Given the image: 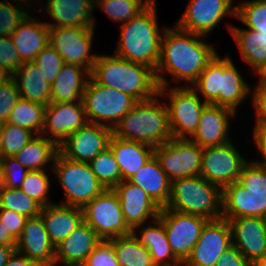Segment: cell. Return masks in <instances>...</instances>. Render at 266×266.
Here are the masks:
<instances>
[{
    "mask_svg": "<svg viewBox=\"0 0 266 266\" xmlns=\"http://www.w3.org/2000/svg\"><path fill=\"white\" fill-rule=\"evenodd\" d=\"M181 86H168L170 89L159 87L158 95L169 96V102L168 104L165 102V105L172 138L189 139L196 132L203 109L208 104L200 102L196 89L191 86Z\"/></svg>",
    "mask_w": 266,
    "mask_h": 266,
    "instance_id": "cell-10",
    "label": "cell"
},
{
    "mask_svg": "<svg viewBox=\"0 0 266 266\" xmlns=\"http://www.w3.org/2000/svg\"><path fill=\"white\" fill-rule=\"evenodd\" d=\"M89 165L94 175L106 189H113L122 182L118 162L109 147L101 151L89 162Z\"/></svg>",
    "mask_w": 266,
    "mask_h": 266,
    "instance_id": "cell-38",
    "label": "cell"
},
{
    "mask_svg": "<svg viewBox=\"0 0 266 266\" xmlns=\"http://www.w3.org/2000/svg\"><path fill=\"white\" fill-rule=\"evenodd\" d=\"M120 266H155L149 250L131 233L109 240Z\"/></svg>",
    "mask_w": 266,
    "mask_h": 266,
    "instance_id": "cell-35",
    "label": "cell"
},
{
    "mask_svg": "<svg viewBox=\"0 0 266 266\" xmlns=\"http://www.w3.org/2000/svg\"><path fill=\"white\" fill-rule=\"evenodd\" d=\"M40 215L54 246L65 240L84 221L82 208L62 204L42 207Z\"/></svg>",
    "mask_w": 266,
    "mask_h": 266,
    "instance_id": "cell-27",
    "label": "cell"
},
{
    "mask_svg": "<svg viewBox=\"0 0 266 266\" xmlns=\"http://www.w3.org/2000/svg\"><path fill=\"white\" fill-rule=\"evenodd\" d=\"M252 95L256 109L255 126H266V86H256Z\"/></svg>",
    "mask_w": 266,
    "mask_h": 266,
    "instance_id": "cell-50",
    "label": "cell"
},
{
    "mask_svg": "<svg viewBox=\"0 0 266 266\" xmlns=\"http://www.w3.org/2000/svg\"><path fill=\"white\" fill-rule=\"evenodd\" d=\"M155 225H150L140 230V236L133 233L137 240L146 247L152 257L153 263L158 266H181L182 263L171 251L163 223L157 218ZM171 259V260H170Z\"/></svg>",
    "mask_w": 266,
    "mask_h": 266,
    "instance_id": "cell-32",
    "label": "cell"
},
{
    "mask_svg": "<svg viewBox=\"0 0 266 266\" xmlns=\"http://www.w3.org/2000/svg\"><path fill=\"white\" fill-rule=\"evenodd\" d=\"M158 219L163 223L172 253L183 264L190 256L203 227L209 220L199 215L165 207L161 208Z\"/></svg>",
    "mask_w": 266,
    "mask_h": 266,
    "instance_id": "cell-13",
    "label": "cell"
},
{
    "mask_svg": "<svg viewBox=\"0 0 266 266\" xmlns=\"http://www.w3.org/2000/svg\"><path fill=\"white\" fill-rule=\"evenodd\" d=\"M4 188H5V177L3 172V165L0 159V194Z\"/></svg>",
    "mask_w": 266,
    "mask_h": 266,
    "instance_id": "cell-57",
    "label": "cell"
},
{
    "mask_svg": "<svg viewBox=\"0 0 266 266\" xmlns=\"http://www.w3.org/2000/svg\"><path fill=\"white\" fill-rule=\"evenodd\" d=\"M16 246H6L0 244V266H4L8 260V258L15 251Z\"/></svg>",
    "mask_w": 266,
    "mask_h": 266,
    "instance_id": "cell-55",
    "label": "cell"
},
{
    "mask_svg": "<svg viewBox=\"0 0 266 266\" xmlns=\"http://www.w3.org/2000/svg\"><path fill=\"white\" fill-rule=\"evenodd\" d=\"M228 220L232 245L253 264L266 253V218L241 217Z\"/></svg>",
    "mask_w": 266,
    "mask_h": 266,
    "instance_id": "cell-21",
    "label": "cell"
},
{
    "mask_svg": "<svg viewBox=\"0 0 266 266\" xmlns=\"http://www.w3.org/2000/svg\"><path fill=\"white\" fill-rule=\"evenodd\" d=\"M45 109L43 104L19 98L7 122L40 135L44 127Z\"/></svg>",
    "mask_w": 266,
    "mask_h": 266,
    "instance_id": "cell-36",
    "label": "cell"
},
{
    "mask_svg": "<svg viewBox=\"0 0 266 266\" xmlns=\"http://www.w3.org/2000/svg\"><path fill=\"white\" fill-rule=\"evenodd\" d=\"M256 74L260 76V80L256 86H266V64Z\"/></svg>",
    "mask_w": 266,
    "mask_h": 266,
    "instance_id": "cell-56",
    "label": "cell"
},
{
    "mask_svg": "<svg viewBox=\"0 0 266 266\" xmlns=\"http://www.w3.org/2000/svg\"><path fill=\"white\" fill-rule=\"evenodd\" d=\"M50 167L65 192L62 205L82 208L106 190L87 162L69 160L58 152Z\"/></svg>",
    "mask_w": 266,
    "mask_h": 266,
    "instance_id": "cell-8",
    "label": "cell"
},
{
    "mask_svg": "<svg viewBox=\"0 0 266 266\" xmlns=\"http://www.w3.org/2000/svg\"><path fill=\"white\" fill-rule=\"evenodd\" d=\"M64 266H87L85 262H80V263H70L66 264Z\"/></svg>",
    "mask_w": 266,
    "mask_h": 266,
    "instance_id": "cell-59",
    "label": "cell"
},
{
    "mask_svg": "<svg viewBox=\"0 0 266 266\" xmlns=\"http://www.w3.org/2000/svg\"><path fill=\"white\" fill-rule=\"evenodd\" d=\"M235 114L230 108L208 104L203 109L196 132L189 139L202 148L230 142L229 118L236 117Z\"/></svg>",
    "mask_w": 266,
    "mask_h": 266,
    "instance_id": "cell-23",
    "label": "cell"
},
{
    "mask_svg": "<svg viewBox=\"0 0 266 266\" xmlns=\"http://www.w3.org/2000/svg\"><path fill=\"white\" fill-rule=\"evenodd\" d=\"M4 266H41L34 260L23 256L16 251L8 258L6 264Z\"/></svg>",
    "mask_w": 266,
    "mask_h": 266,
    "instance_id": "cell-53",
    "label": "cell"
},
{
    "mask_svg": "<svg viewBox=\"0 0 266 266\" xmlns=\"http://www.w3.org/2000/svg\"><path fill=\"white\" fill-rule=\"evenodd\" d=\"M3 165L5 187L10 189L20 188L25 180L28 170L14 157L0 158Z\"/></svg>",
    "mask_w": 266,
    "mask_h": 266,
    "instance_id": "cell-47",
    "label": "cell"
},
{
    "mask_svg": "<svg viewBox=\"0 0 266 266\" xmlns=\"http://www.w3.org/2000/svg\"><path fill=\"white\" fill-rule=\"evenodd\" d=\"M241 3L236 6V18L248 29L255 30L259 34H266V2L248 0Z\"/></svg>",
    "mask_w": 266,
    "mask_h": 266,
    "instance_id": "cell-41",
    "label": "cell"
},
{
    "mask_svg": "<svg viewBox=\"0 0 266 266\" xmlns=\"http://www.w3.org/2000/svg\"><path fill=\"white\" fill-rule=\"evenodd\" d=\"M156 11V0H152L136 17L121 24L114 55L156 70L163 36L159 32Z\"/></svg>",
    "mask_w": 266,
    "mask_h": 266,
    "instance_id": "cell-3",
    "label": "cell"
},
{
    "mask_svg": "<svg viewBox=\"0 0 266 266\" xmlns=\"http://www.w3.org/2000/svg\"><path fill=\"white\" fill-rule=\"evenodd\" d=\"M49 30L46 22L38 21L28 15L11 34L14 46L23 63L33 62L36 56L50 44Z\"/></svg>",
    "mask_w": 266,
    "mask_h": 266,
    "instance_id": "cell-26",
    "label": "cell"
},
{
    "mask_svg": "<svg viewBox=\"0 0 266 266\" xmlns=\"http://www.w3.org/2000/svg\"><path fill=\"white\" fill-rule=\"evenodd\" d=\"M1 144H2V131H1V123H0V158H1Z\"/></svg>",
    "mask_w": 266,
    "mask_h": 266,
    "instance_id": "cell-61",
    "label": "cell"
},
{
    "mask_svg": "<svg viewBox=\"0 0 266 266\" xmlns=\"http://www.w3.org/2000/svg\"><path fill=\"white\" fill-rule=\"evenodd\" d=\"M252 266H266V253L261 256L260 258H258L253 264Z\"/></svg>",
    "mask_w": 266,
    "mask_h": 266,
    "instance_id": "cell-58",
    "label": "cell"
},
{
    "mask_svg": "<svg viewBox=\"0 0 266 266\" xmlns=\"http://www.w3.org/2000/svg\"><path fill=\"white\" fill-rule=\"evenodd\" d=\"M229 30L239 47L243 61L259 71L266 64V34H259L255 30L240 29L228 25Z\"/></svg>",
    "mask_w": 266,
    "mask_h": 266,
    "instance_id": "cell-33",
    "label": "cell"
},
{
    "mask_svg": "<svg viewBox=\"0 0 266 266\" xmlns=\"http://www.w3.org/2000/svg\"><path fill=\"white\" fill-rule=\"evenodd\" d=\"M85 263L87 266H120L109 240H103L87 257Z\"/></svg>",
    "mask_w": 266,
    "mask_h": 266,
    "instance_id": "cell-48",
    "label": "cell"
},
{
    "mask_svg": "<svg viewBox=\"0 0 266 266\" xmlns=\"http://www.w3.org/2000/svg\"><path fill=\"white\" fill-rule=\"evenodd\" d=\"M12 4L9 1H0V36H11L29 15L19 2Z\"/></svg>",
    "mask_w": 266,
    "mask_h": 266,
    "instance_id": "cell-43",
    "label": "cell"
},
{
    "mask_svg": "<svg viewBox=\"0 0 266 266\" xmlns=\"http://www.w3.org/2000/svg\"><path fill=\"white\" fill-rule=\"evenodd\" d=\"M0 244L6 246H16V240L10 235L6 227L0 221Z\"/></svg>",
    "mask_w": 266,
    "mask_h": 266,
    "instance_id": "cell-54",
    "label": "cell"
},
{
    "mask_svg": "<svg viewBox=\"0 0 266 266\" xmlns=\"http://www.w3.org/2000/svg\"><path fill=\"white\" fill-rule=\"evenodd\" d=\"M90 77L98 84L120 90L137 101L158 94L155 71L147 65L131 62L116 55H97Z\"/></svg>",
    "mask_w": 266,
    "mask_h": 266,
    "instance_id": "cell-2",
    "label": "cell"
},
{
    "mask_svg": "<svg viewBox=\"0 0 266 266\" xmlns=\"http://www.w3.org/2000/svg\"><path fill=\"white\" fill-rule=\"evenodd\" d=\"M159 95L145 101H138L112 129L117 138L135 141L153 148L172 138L165 103Z\"/></svg>",
    "mask_w": 266,
    "mask_h": 266,
    "instance_id": "cell-4",
    "label": "cell"
},
{
    "mask_svg": "<svg viewBox=\"0 0 266 266\" xmlns=\"http://www.w3.org/2000/svg\"><path fill=\"white\" fill-rule=\"evenodd\" d=\"M203 148L190 139L171 138L154 148V156L170 181L200 175Z\"/></svg>",
    "mask_w": 266,
    "mask_h": 266,
    "instance_id": "cell-12",
    "label": "cell"
},
{
    "mask_svg": "<svg viewBox=\"0 0 266 266\" xmlns=\"http://www.w3.org/2000/svg\"><path fill=\"white\" fill-rule=\"evenodd\" d=\"M82 102L88 123L106 125L113 129L138 101L130 94L98 84L90 77Z\"/></svg>",
    "mask_w": 266,
    "mask_h": 266,
    "instance_id": "cell-9",
    "label": "cell"
},
{
    "mask_svg": "<svg viewBox=\"0 0 266 266\" xmlns=\"http://www.w3.org/2000/svg\"><path fill=\"white\" fill-rule=\"evenodd\" d=\"M8 77L3 73L0 72V85L7 79Z\"/></svg>",
    "mask_w": 266,
    "mask_h": 266,
    "instance_id": "cell-60",
    "label": "cell"
},
{
    "mask_svg": "<svg viewBox=\"0 0 266 266\" xmlns=\"http://www.w3.org/2000/svg\"><path fill=\"white\" fill-rule=\"evenodd\" d=\"M161 54L155 77L159 87H168L165 73L173 80H183L192 86L207 65L216 57V50L204 42L206 36L184 31L176 25L164 27ZM163 73V74H162Z\"/></svg>",
    "mask_w": 266,
    "mask_h": 266,
    "instance_id": "cell-1",
    "label": "cell"
},
{
    "mask_svg": "<svg viewBox=\"0 0 266 266\" xmlns=\"http://www.w3.org/2000/svg\"><path fill=\"white\" fill-rule=\"evenodd\" d=\"M89 79L90 71L65 63L51 84V103L82 102Z\"/></svg>",
    "mask_w": 266,
    "mask_h": 266,
    "instance_id": "cell-29",
    "label": "cell"
},
{
    "mask_svg": "<svg viewBox=\"0 0 266 266\" xmlns=\"http://www.w3.org/2000/svg\"><path fill=\"white\" fill-rule=\"evenodd\" d=\"M128 181L142 188L161 208L166 207L171 181L154 155Z\"/></svg>",
    "mask_w": 266,
    "mask_h": 266,
    "instance_id": "cell-30",
    "label": "cell"
},
{
    "mask_svg": "<svg viewBox=\"0 0 266 266\" xmlns=\"http://www.w3.org/2000/svg\"><path fill=\"white\" fill-rule=\"evenodd\" d=\"M16 1H18V0H14V2H16ZM22 1L27 3L28 0H22Z\"/></svg>",
    "mask_w": 266,
    "mask_h": 266,
    "instance_id": "cell-62",
    "label": "cell"
},
{
    "mask_svg": "<svg viewBox=\"0 0 266 266\" xmlns=\"http://www.w3.org/2000/svg\"><path fill=\"white\" fill-rule=\"evenodd\" d=\"M222 202V189L197 175L171 181L165 208L217 220L222 218Z\"/></svg>",
    "mask_w": 266,
    "mask_h": 266,
    "instance_id": "cell-7",
    "label": "cell"
},
{
    "mask_svg": "<svg viewBox=\"0 0 266 266\" xmlns=\"http://www.w3.org/2000/svg\"><path fill=\"white\" fill-rule=\"evenodd\" d=\"M214 266H252V264L235 247H229Z\"/></svg>",
    "mask_w": 266,
    "mask_h": 266,
    "instance_id": "cell-51",
    "label": "cell"
},
{
    "mask_svg": "<svg viewBox=\"0 0 266 266\" xmlns=\"http://www.w3.org/2000/svg\"><path fill=\"white\" fill-rule=\"evenodd\" d=\"M27 219L28 217L14 211L0 209V221L16 241L20 237Z\"/></svg>",
    "mask_w": 266,
    "mask_h": 266,
    "instance_id": "cell-49",
    "label": "cell"
},
{
    "mask_svg": "<svg viewBox=\"0 0 266 266\" xmlns=\"http://www.w3.org/2000/svg\"><path fill=\"white\" fill-rule=\"evenodd\" d=\"M248 162L239 154L232 141L204 147L200 176L223 190L227 185L238 181L243 167Z\"/></svg>",
    "mask_w": 266,
    "mask_h": 266,
    "instance_id": "cell-15",
    "label": "cell"
},
{
    "mask_svg": "<svg viewBox=\"0 0 266 266\" xmlns=\"http://www.w3.org/2000/svg\"><path fill=\"white\" fill-rule=\"evenodd\" d=\"M103 240L86 223L78 226L65 240L55 246V266L85 262Z\"/></svg>",
    "mask_w": 266,
    "mask_h": 266,
    "instance_id": "cell-25",
    "label": "cell"
},
{
    "mask_svg": "<svg viewBox=\"0 0 266 266\" xmlns=\"http://www.w3.org/2000/svg\"><path fill=\"white\" fill-rule=\"evenodd\" d=\"M15 251L41 266H55V246L49 239L40 214L27 219L16 241Z\"/></svg>",
    "mask_w": 266,
    "mask_h": 266,
    "instance_id": "cell-22",
    "label": "cell"
},
{
    "mask_svg": "<svg viewBox=\"0 0 266 266\" xmlns=\"http://www.w3.org/2000/svg\"><path fill=\"white\" fill-rule=\"evenodd\" d=\"M12 78L17 85L20 98L45 106L51 104V85L42 70L33 62H24Z\"/></svg>",
    "mask_w": 266,
    "mask_h": 266,
    "instance_id": "cell-31",
    "label": "cell"
},
{
    "mask_svg": "<svg viewBox=\"0 0 266 266\" xmlns=\"http://www.w3.org/2000/svg\"><path fill=\"white\" fill-rule=\"evenodd\" d=\"M50 180L45 170L28 171L20 189L42 207L54 204L49 201Z\"/></svg>",
    "mask_w": 266,
    "mask_h": 266,
    "instance_id": "cell-42",
    "label": "cell"
},
{
    "mask_svg": "<svg viewBox=\"0 0 266 266\" xmlns=\"http://www.w3.org/2000/svg\"><path fill=\"white\" fill-rule=\"evenodd\" d=\"M191 86L199 90L207 104L227 107L236 113L238 105L252 90L244 82L231 58L216 57L207 65Z\"/></svg>",
    "mask_w": 266,
    "mask_h": 266,
    "instance_id": "cell-6",
    "label": "cell"
},
{
    "mask_svg": "<svg viewBox=\"0 0 266 266\" xmlns=\"http://www.w3.org/2000/svg\"><path fill=\"white\" fill-rule=\"evenodd\" d=\"M152 0H94L106 15L120 24L126 23L142 12Z\"/></svg>",
    "mask_w": 266,
    "mask_h": 266,
    "instance_id": "cell-37",
    "label": "cell"
},
{
    "mask_svg": "<svg viewBox=\"0 0 266 266\" xmlns=\"http://www.w3.org/2000/svg\"><path fill=\"white\" fill-rule=\"evenodd\" d=\"M83 219L105 241L132 233L126 224L117 194L106 189L82 207Z\"/></svg>",
    "mask_w": 266,
    "mask_h": 266,
    "instance_id": "cell-11",
    "label": "cell"
},
{
    "mask_svg": "<svg viewBox=\"0 0 266 266\" xmlns=\"http://www.w3.org/2000/svg\"><path fill=\"white\" fill-rule=\"evenodd\" d=\"M58 152V145L54 141L47 136L37 135L14 158L28 171L44 170L48 162H54Z\"/></svg>",
    "mask_w": 266,
    "mask_h": 266,
    "instance_id": "cell-34",
    "label": "cell"
},
{
    "mask_svg": "<svg viewBox=\"0 0 266 266\" xmlns=\"http://www.w3.org/2000/svg\"><path fill=\"white\" fill-rule=\"evenodd\" d=\"M254 140L258 147V153L263 156L262 161H253L255 164L266 168V126H254Z\"/></svg>",
    "mask_w": 266,
    "mask_h": 266,
    "instance_id": "cell-52",
    "label": "cell"
},
{
    "mask_svg": "<svg viewBox=\"0 0 266 266\" xmlns=\"http://www.w3.org/2000/svg\"><path fill=\"white\" fill-rule=\"evenodd\" d=\"M112 135V128L106 125L87 123L59 144L58 150L69 160L89 163L109 147Z\"/></svg>",
    "mask_w": 266,
    "mask_h": 266,
    "instance_id": "cell-16",
    "label": "cell"
},
{
    "mask_svg": "<svg viewBox=\"0 0 266 266\" xmlns=\"http://www.w3.org/2000/svg\"><path fill=\"white\" fill-rule=\"evenodd\" d=\"M227 14L236 17V6H233L232 0H190L176 26L207 36Z\"/></svg>",
    "mask_w": 266,
    "mask_h": 266,
    "instance_id": "cell-18",
    "label": "cell"
},
{
    "mask_svg": "<svg viewBox=\"0 0 266 266\" xmlns=\"http://www.w3.org/2000/svg\"><path fill=\"white\" fill-rule=\"evenodd\" d=\"M33 63L42 70L50 85L55 81L65 64L63 58L50 44L36 56Z\"/></svg>",
    "mask_w": 266,
    "mask_h": 266,
    "instance_id": "cell-44",
    "label": "cell"
},
{
    "mask_svg": "<svg viewBox=\"0 0 266 266\" xmlns=\"http://www.w3.org/2000/svg\"><path fill=\"white\" fill-rule=\"evenodd\" d=\"M95 27H55L49 30L50 45L64 63L92 71L97 55L90 54Z\"/></svg>",
    "mask_w": 266,
    "mask_h": 266,
    "instance_id": "cell-14",
    "label": "cell"
},
{
    "mask_svg": "<svg viewBox=\"0 0 266 266\" xmlns=\"http://www.w3.org/2000/svg\"><path fill=\"white\" fill-rule=\"evenodd\" d=\"M23 64L11 36H0V72L12 77Z\"/></svg>",
    "mask_w": 266,
    "mask_h": 266,
    "instance_id": "cell-45",
    "label": "cell"
},
{
    "mask_svg": "<svg viewBox=\"0 0 266 266\" xmlns=\"http://www.w3.org/2000/svg\"><path fill=\"white\" fill-rule=\"evenodd\" d=\"M45 5L44 10L56 22L46 23L49 28L95 27L94 0H47Z\"/></svg>",
    "mask_w": 266,
    "mask_h": 266,
    "instance_id": "cell-24",
    "label": "cell"
},
{
    "mask_svg": "<svg viewBox=\"0 0 266 266\" xmlns=\"http://www.w3.org/2000/svg\"><path fill=\"white\" fill-rule=\"evenodd\" d=\"M232 246L231 229L226 219L209 220L201 231L184 266H214Z\"/></svg>",
    "mask_w": 266,
    "mask_h": 266,
    "instance_id": "cell-17",
    "label": "cell"
},
{
    "mask_svg": "<svg viewBox=\"0 0 266 266\" xmlns=\"http://www.w3.org/2000/svg\"><path fill=\"white\" fill-rule=\"evenodd\" d=\"M1 158L14 157L35 136L31 130L10 124H1Z\"/></svg>",
    "mask_w": 266,
    "mask_h": 266,
    "instance_id": "cell-40",
    "label": "cell"
},
{
    "mask_svg": "<svg viewBox=\"0 0 266 266\" xmlns=\"http://www.w3.org/2000/svg\"><path fill=\"white\" fill-rule=\"evenodd\" d=\"M109 148L118 162L122 181H128L154 155V148L135 141L117 138L112 135Z\"/></svg>",
    "mask_w": 266,
    "mask_h": 266,
    "instance_id": "cell-28",
    "label": "cell"
},
{
    "mask_svg": "<svg viewBox=\"0 0 266 266\" xmlns=\"http://www.w3.org/2000/svg\"><path fill=\"white\" fill-rule=\"evenodd\" d=\"M113 190L119 198L124 220L132 233L138 232L136 230L150 217L152 220L158 218L161 207L139 186L122 181Z\"/></svg>",
    "mask_w": 266,
    "mask_h": 266,
    "instance_id": "cell-19",
    "label": "cell"
},
{
    "mask_svg": "<svg viewBox=\"0 0 266 266\" xmlns=\"http://www.w3.org/2000/svg\"><path fill=\"white\" fill-rule=\"evenodd\" d=\"M88 123L83 102L51 103L46 106L41 135H49L58 146L69 135Z\"/></svg>",
    "mask_w": 266,
    "mask_h": 266,
    "instance_id": "cell-20",
    "label": "cell"
},
{
    "mask_svg": "<svg viewBox=\"0 0 266 266\" xmlns=\"http://www.w3.org/2000/svg\"><path fill=\"white\" fill-rule=\"evenodd\" d=\"M20 98L17 85L12 77H8L0 85V123H6L16 102Z\"/></svg>",
    "mask_w": 266,
    "mask_h": 266,
    "instance_id": "cell-46",
    "label": "cell"
},
{
    "mask_svg": "<svg viewBox=\"0 0 266 266\" xmlns=\"http://www.w3.org/2000/svg\"><path fill=\"white\" fill-rule=\"evenodd\" d=\"M0 209H7L26 217L38 216L42 206L20 188L5 187L0 194Z\"/></svg>",
    "mask_w": 266,
    "mask_h": 266,
    "instance_id": "cell-39",
    "label": "cell"
},
{
    "mask_svg": "<svg viewBox=\"0 0 266 266\" xmlns=\"http://www.w3.org/2000/svg\"><path fill=\"white\" fill-rule=\"evenodd\" d=\"M222 218H266V168L249 161L238 181L222 190Z\"/></svg>",
    "mask_w": 266,
    "mask_h": 266,
    "instance_id": "cell-5",
    "label": "cell"
}]
</instances>
